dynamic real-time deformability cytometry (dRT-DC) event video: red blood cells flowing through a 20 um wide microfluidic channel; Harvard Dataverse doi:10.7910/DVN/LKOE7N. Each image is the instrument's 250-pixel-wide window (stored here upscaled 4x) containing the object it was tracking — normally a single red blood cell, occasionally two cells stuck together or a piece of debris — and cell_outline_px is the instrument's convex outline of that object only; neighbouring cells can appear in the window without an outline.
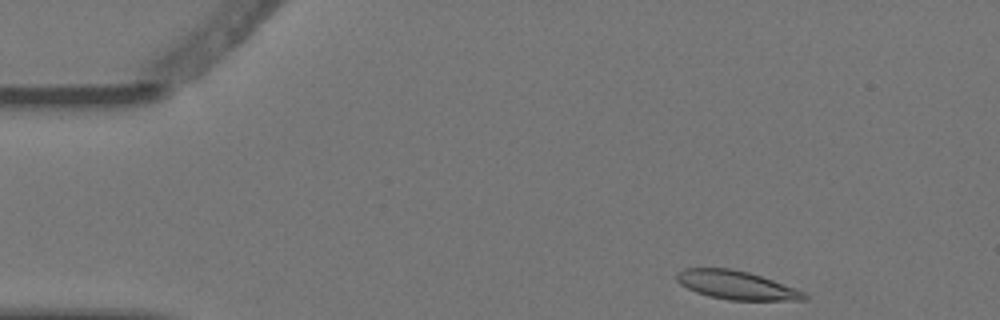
{"species": "Egyptian fruit bat (a non-hibernating species)", "species_latin": "Rousettus aegyptiacus", "temperature_condition": "warm", "stored_images_in_passage": 5, "camera_frame_rate_fps": 3000, "um_per_image_px": 0.085, "animal": {"sex": "female"}, "frame": {"image": 1, "passage_image": 1, "time_ms": 0.0, "image_size_px": [1000, 320], "cell_outline_px": [[808, 296], [804, 300], [728, 300], [708, 296], [696, 292], [680, 284], [676, 280], [676, 272], [684, 268], [732, 268], [748, 272], [772, 280], [804, 292]], "centroid_in_image_um": [62.54, 24.23], "position_along_channel_um": 22.5, "area_um2": 21.1}}
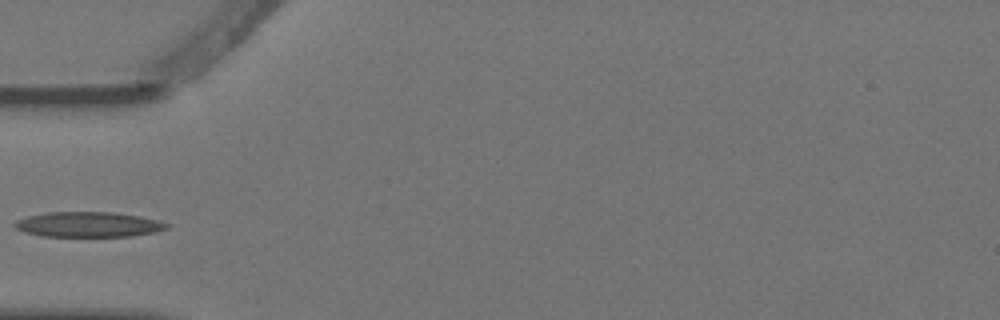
{"frame": {"image": 2, "passage_image": 4, "time_ms": 1.0, "image_size_px": [1000, 320], "cell_outline_px": [[172, 224], [168, 228], [156, 232], [132, 236], [40, 236], [24, 232], [16, 228], [12, 224], [16, 220], [28, 216], [48, 212], [112, 212], [140, 216]], "centroid_in_image_um": [7.52, 19.08], "position_along_channel_um": 77.5, "area_um2": 22.37}}
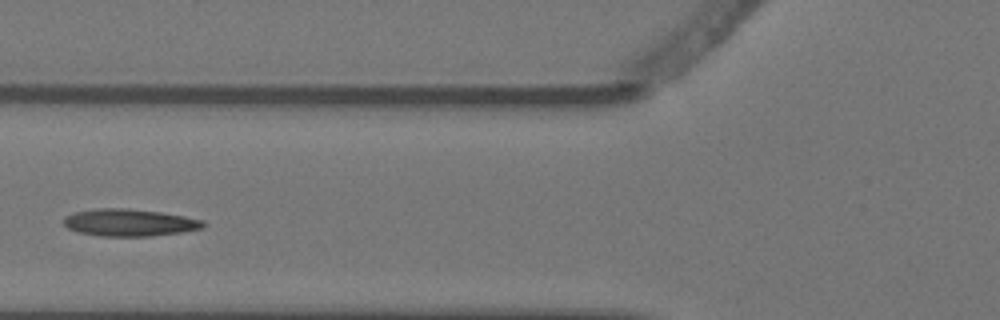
{"frame": {"image": 3, "passage_image": 5, "time_ms": 1.333, "image_size_px": [1000, 320], "cell_outline_px": [[208, 224], [204, 228], [180, 232], [152, 236], [100, 236], [80, 232], [68, 228], [64, 224], [64, 216], [76, 212], [96, 208], [128, 208], [160, 212], [184, 216], [204, 220]], "centroid_in_image_um": [11.04, 18.91], "position_along_channel_um": 114.8, "area_um2": 22.14}}